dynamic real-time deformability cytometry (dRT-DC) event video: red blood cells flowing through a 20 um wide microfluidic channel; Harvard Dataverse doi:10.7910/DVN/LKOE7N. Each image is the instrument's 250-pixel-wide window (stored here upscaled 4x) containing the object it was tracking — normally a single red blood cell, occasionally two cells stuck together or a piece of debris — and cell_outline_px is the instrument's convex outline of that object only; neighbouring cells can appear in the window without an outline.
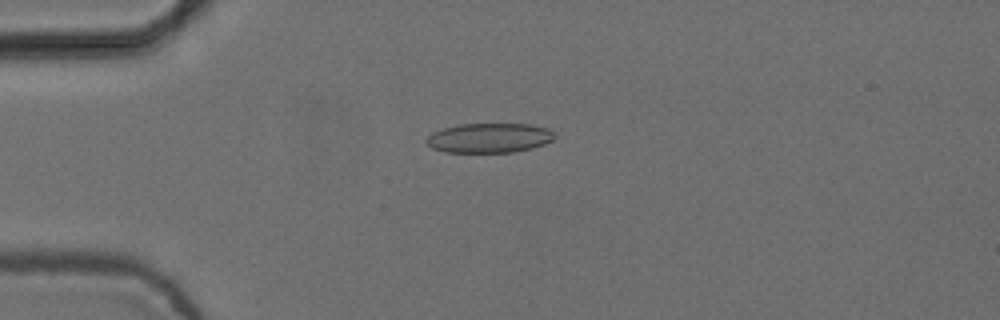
{"species": "common noctule bat (a hibernating species)", "species_latin": "Nyctalus noctula", "temperature_condition": "cold", "stored_images_in_passage": 7, "camera_frame_rate_fps": 3000, "um_per_image_px": 0.085, "animal": {"sex": "female", "body_mass_g": 24.6, "forearm_length_mm": 56.2}, "frame": {"image": 1, "passage_image": 4, "time_ms": 1.0, "image_size_px": [1000, 320], "cell_outline_px": [[556, 136], [552, 140], [544, 144], [532, 148], [516, 152], [444, 152], [432, 148], [424, 140], [432, 132], [444, 128], [460, 124], [528, 124], [548, 128]], "centroid_in_image_um": [41.58, 11.73], "position_along_channel_um": 43.4, "area_um2": 22.14}}
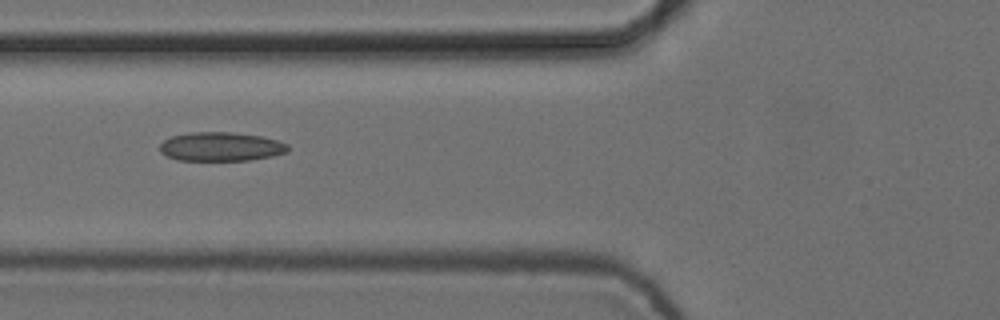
{"frame": {"image": 2, "passage_image": 6, "time_ms": 1.667, "image_size_px": [1000, 320], "cell_outline_px": [[288, 152], [272, 156], [248, 160], [176, 160], [160, 152], [160, 144], [164, 140], [172, 136], [188, 132], [232, 132], [260, 136], [276, 140], [288, 144]], "centroid_in_image_um": [18.76, 12.46], "position_along_channel_um": 107.0, "area_um2": 21.56}}
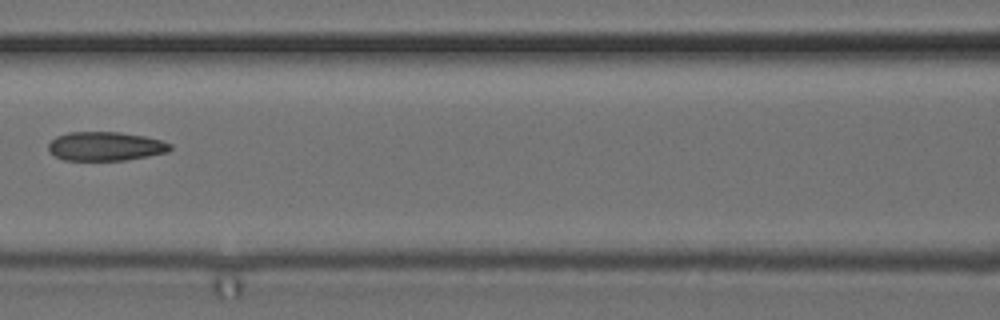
{"frame": {"image": 3, "passage_image": 7, "time_ms": 2.0, "image_size_px": [1000, 320], "cell_outline_px": [[172, 148], [168, 152], [148, 156], [124, 160], [64, 160], [48, 152], [48, 144], [56, 136], [68, 132], [120, 132], [144, 136], [160, 140], [172, 144]], "centroid_in_image_um": [8.95, 12.43], "position_along_channel_um": 157.6, "area_um2": 20.58}}